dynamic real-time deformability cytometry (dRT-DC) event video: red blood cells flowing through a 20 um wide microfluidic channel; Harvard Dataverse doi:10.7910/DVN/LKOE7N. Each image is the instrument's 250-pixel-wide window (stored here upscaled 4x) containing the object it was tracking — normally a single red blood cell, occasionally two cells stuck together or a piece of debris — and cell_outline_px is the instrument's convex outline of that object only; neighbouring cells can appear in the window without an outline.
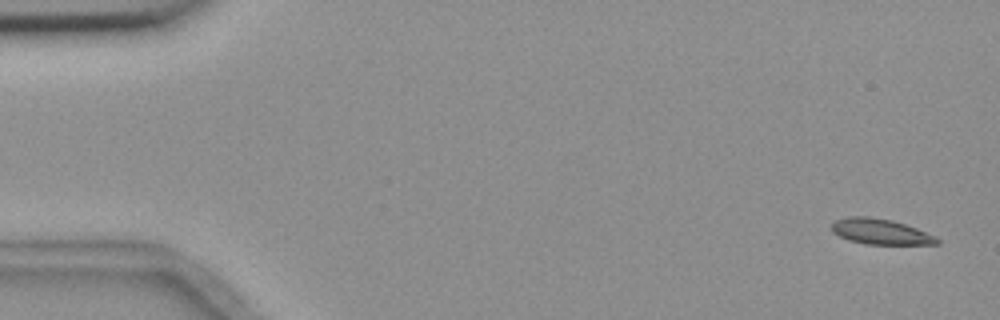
{"species": "common noctule bat (a hibernating species)", "species_latin": "Nyctalus noctula", "temperature_condition": "room temperature", "stored_images_in_passage": 5, "camera_frame_rate_fps": 3000, "um_per_image_px": 0.085, "animal": {"sex": "female", "body_mass_g": 18.4}, "frame": {"image": 1, "passage_image": 1, "time_ms": 0.0, "image_size_px": [1000, 320], "cell_outline_px": [[940, 244], [864, 244], [848, 240], [832, 232], [832, 224], [836, 220], [848, 216], [868, 216], [892, 220], [916, 228], [936, 236], [940, 240]], "centroid_in_image_um": [74.84, 19.69], "position_along_channel_um": 10.2, "area_um2": 15.66}}
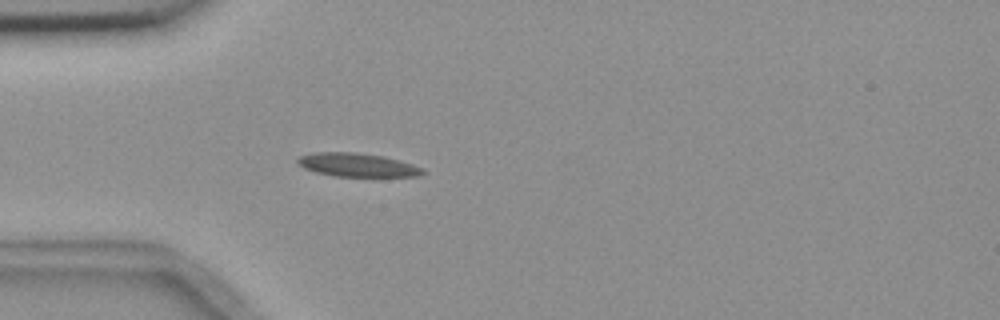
{"frame": {"image": 2, "passage_image": 5, "time_ms": 4.667, "image_size_px": [1000, 320], "cell_outline_px": [[428, 172], [416, 176], [336, 176], [316, 172], [304, 168], [296, 164], [296, 160], [300, 156], [312, 152], [356, 152], [384, 156], [412, 164], [424, 168]], "centroid_in_image_um": [30.36, 14.01], "position_along_channel_um": 54.6, "area_um2": 17.22}}